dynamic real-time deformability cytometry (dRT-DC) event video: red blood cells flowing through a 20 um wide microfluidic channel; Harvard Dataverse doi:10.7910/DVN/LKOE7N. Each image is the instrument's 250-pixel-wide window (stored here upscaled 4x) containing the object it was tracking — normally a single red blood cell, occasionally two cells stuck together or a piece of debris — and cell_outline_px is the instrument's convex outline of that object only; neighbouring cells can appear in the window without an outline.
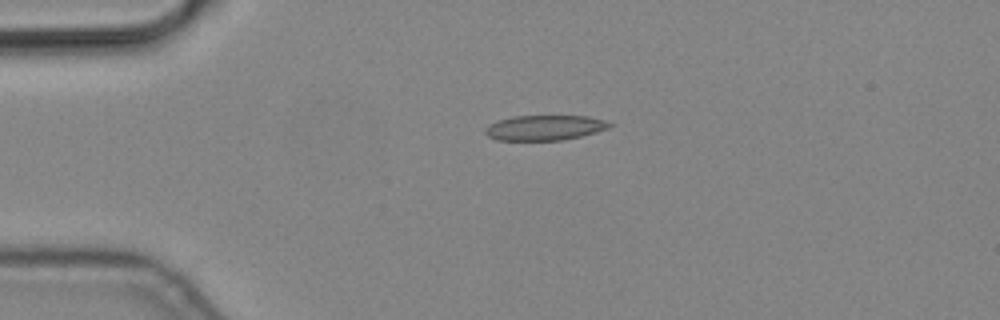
{"species": "common noctule bat (a hibernating species)", "species_latin": "Nyctalus noctula", "temperature_condition": "cold", "stored_images_in_passage": 5, "camera_frame_rate_fps": 3000, "um_per_image_px": 0.085, "animal": {"sex": "male", "body_mass_g": 19.2, "forearm_length_mm": 51.8}, "frame": {"image": 1, "passage_image": 4, "time_ms": 1.0, "image_size_px": [1000, 320], "cell_outline_px": [[612, 124], [608, 128], [596, 132], [564, 140], [496, 140], [488, 136], [484, 132], [484, 128], [488, 124], [512, 116], [588, 116], [604, 120]], "centroid_in_image_um": [46.26, 10.85], "position_along_channel_um": 38.7, "area_um2": 18.15}}